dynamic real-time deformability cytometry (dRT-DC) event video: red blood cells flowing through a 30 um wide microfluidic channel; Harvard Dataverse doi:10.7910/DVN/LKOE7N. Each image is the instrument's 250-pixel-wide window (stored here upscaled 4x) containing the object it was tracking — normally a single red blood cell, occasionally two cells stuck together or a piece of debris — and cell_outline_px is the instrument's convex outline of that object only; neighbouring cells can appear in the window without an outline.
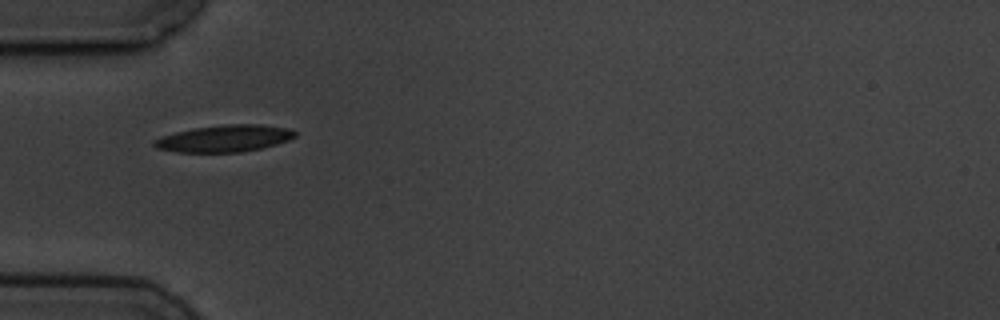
{"species": "common noctule bat (a hibernating species)", "species_latin": "Nyctalus noctula", "temperature_condition": "cold", "stored_images_in_passage": 1, "camera_frame_rate_fps": 3000, "um_per_image_px": 0.085, "animal": {"sex": "male", "body_mass_g": 19.5, "forearm_length_mm": 54.6}, "frame": {"image": 1, "passage_image": 1, "time_ms": 0.0, "image_size_px": [1000, 320], "cell_outline_px": [[296, 136], [288, 140], [276, 144], [260, 148], [240, 152], [176, 152], [156, 148], [152, 144], [152, 140], [176, 132], [196, 128], [228, 124], [260, 124], [288, 128], [296, 132]], "centroid_in_image_um": [19.07, 11.77], "position_along_channel_um": 65.9, "area_um2": 21.85}}